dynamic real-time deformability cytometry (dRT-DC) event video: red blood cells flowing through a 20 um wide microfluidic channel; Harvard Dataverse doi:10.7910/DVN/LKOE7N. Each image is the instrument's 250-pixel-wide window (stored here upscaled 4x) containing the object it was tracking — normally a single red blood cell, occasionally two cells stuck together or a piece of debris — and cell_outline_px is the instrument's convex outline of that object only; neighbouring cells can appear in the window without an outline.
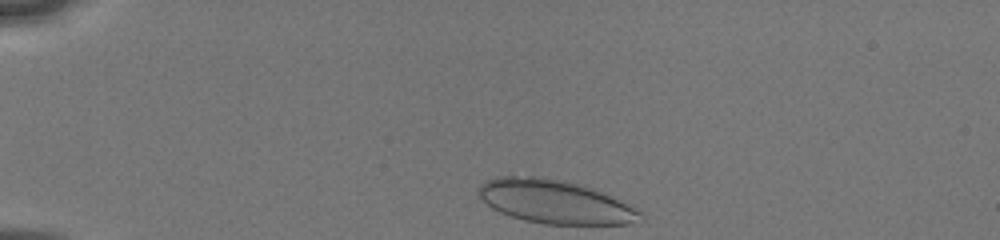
{"species": "human", "species_latin": "Homo sapiens", "temperature_condition": "cold", "stored_images_in_passage": 13, "camera_frame_rate_fps": 3000, "um_per_image_px": 0.085, "donor": {"sex": "male"}, "frame": {"image": 1, "passage_image": 1, "time_ms": 0.0, "image_size_px": [1000, 240], "cell_outline_px": [[644, 220], [628, 224], [544, 224], [524, 220], [500, 212], [492, 208], [480, 200], [480, 184], [496, 176], [536, 176], [564, 180], [584, 184], [640, 208], [644, 216]], "centroid_in_image_um": [47.25, 17.14], "position_along_channel_um": 37.8, "area_um2": 41.56}}
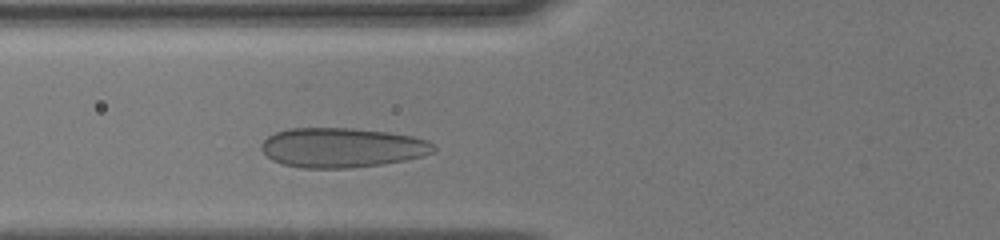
{"frame": {"image": 2, "passage_image": 8, "time_ms": 3.0, "image_size_px": [1000, 240], "cell_outline_px": [[436, 148], [432, 152], [420, 156], [404, 160], [384, 164], [348, 168], [300, 168], [284, 164], [272, 160], [260, 148], [260, 144], [268, 136], [276, 132], [288, 128], [352, 128], [388, 132], [412, 136], [428, 140], [436, 144]], "centroid_in_image_um": [29.06, 12.54], "position_along_channel_um": 96.7, "area_um2": 39.88}}
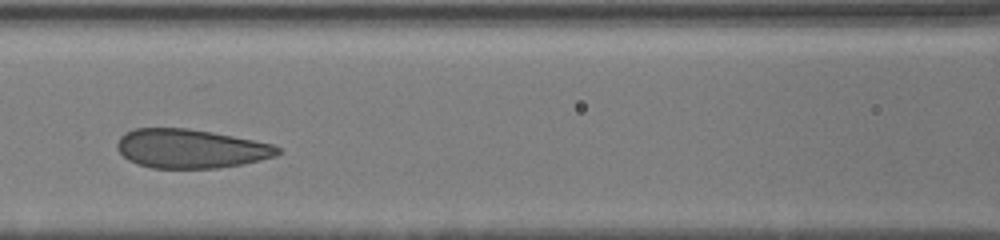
{"frame": {"image": 3, "passage_image": 11, "time_ms": 4.333, "image_size_px": [1000, 240], "cell_outline_px": [[280, 152], [276, 156], [244, 164], [220, 168], [152, 168], [136, 164], [128, 160], [116, 148], [116, 144], [120, 136], [124, 132], [136, 128], [188, 128], [212, 132], [272, 144], [280, 148]], "centroid_in_image_um": [16.17, 12.64], "position_along_channel_um": 150.4, "area_um2": 36.59}}